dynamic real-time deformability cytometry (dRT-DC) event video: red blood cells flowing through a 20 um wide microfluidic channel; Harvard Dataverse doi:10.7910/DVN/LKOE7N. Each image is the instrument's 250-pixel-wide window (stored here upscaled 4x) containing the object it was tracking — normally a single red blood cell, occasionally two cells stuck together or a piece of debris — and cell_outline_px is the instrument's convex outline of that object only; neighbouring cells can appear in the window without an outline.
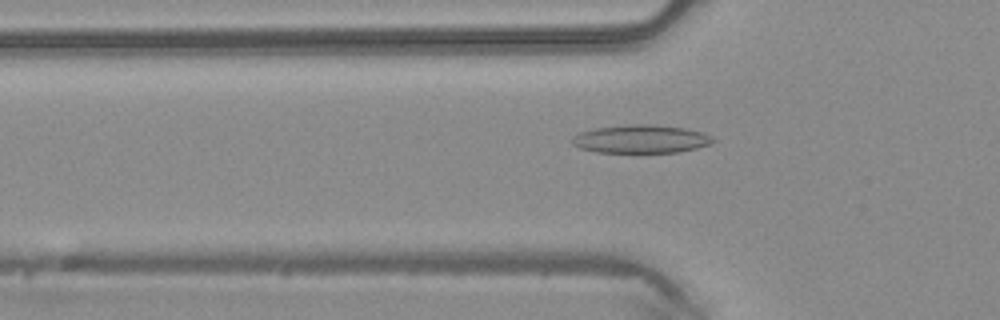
{"species": "common noctule bat (a hibernating species)", "species_latin": "Nyctalus noctula", "temperature_condition": "warm", "stored_images_in_passage": 43, "camera_frame_rate_fps": 3000, "um_per_image_px": 0.085, "animal": {"sex": "male", "body_mass_g": 20.4}, "frame": {"image": 1, "passage_image": 16, "time_ms": 5.0, "image_size_px": [1000, 320], "cell_outline_px": [[716, 140], [708, 144], [696, 148], [680, 152], [636, 156], [596, 152], [580, 148], [572, 144], [572, 136], [580, 132], [596, 128], [628, 124], [652, 124], [684, 128], [704, 132], [712, 136]], "centroid_in_image_um": [54.47, 11.87], "position_along_channel_um": 71.3, "area_um2": 24.39}}
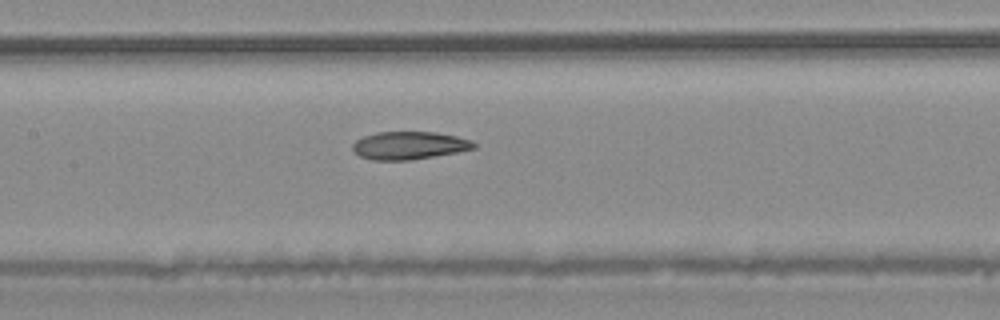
{"frame": {"image": 2, "passage_image": 23, "time_ms": 7.333, "image_size_px": [1000, 320], "cell_outline_px": [[476, 148], [456, 152], [412, 160], [372, 160], [360, 156], [352, 148], [352, 144], [356, 140], [364, 136], [376, 132], [436, 132], [456, 136], [472, 140], [476, 144]], "centroid_in_image_um": [34.78, 12.36], "position_along_channel_um": 172.6, "area_um2": 19.65}}
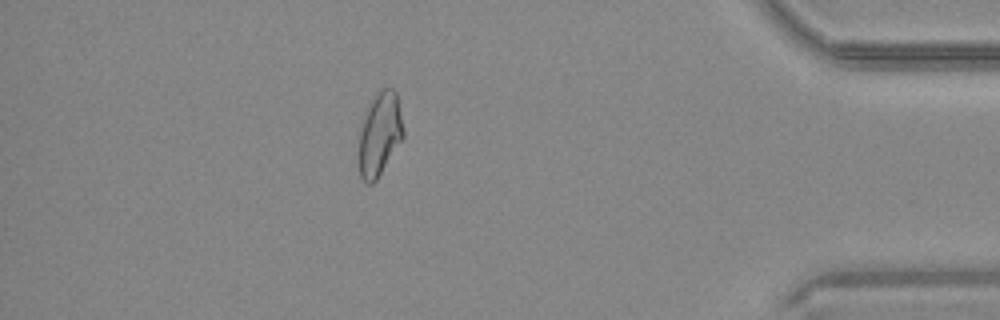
{"frame": {"image": 3, "passage_image": 42, "time_ms": 13.667, "image_size_px": [1000, 320], "cell_outline_px": [[404, 136], [376, 180], [372, 184], [368, 184], [360, 176], [360, 132], [364, 120], [372, 100], [380, 88], [392, 88], [396, 92], [404, 132]], "centroid_in_image_um": [32.3, 11.4], "position_along_channel_um": 402.9, "area_um2": 20.81}}